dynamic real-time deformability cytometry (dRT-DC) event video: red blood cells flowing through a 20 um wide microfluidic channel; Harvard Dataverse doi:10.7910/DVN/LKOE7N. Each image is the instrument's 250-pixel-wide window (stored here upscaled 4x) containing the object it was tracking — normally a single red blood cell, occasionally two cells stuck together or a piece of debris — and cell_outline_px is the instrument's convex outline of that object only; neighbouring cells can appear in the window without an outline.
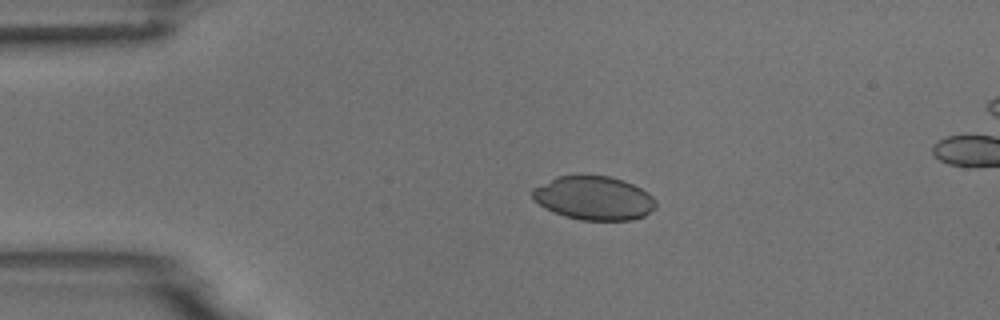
{"species": "common noctule bat (a hibernating species)", "species_latin": "Nyctalus noctula", "temperature_condition": "room temperature", "stored_images_in_passage": 3, "camera_frame_rate_fps": 3000, "um_per_image_px": 0.085, "animal": {"sex": "male", "body_mass_g": 18.8}, "frame": {"image": 1, "passage_image": 1, "time_ms": 0.0, "image_size_px": [1000, 320], "cell_outline_px": [[656, 208], [644, 216], [632, 220], [580, 220], [564, 216], [544, 208], [532, 196], [532, 188], [556, 176], [608, 176], [632, 184], [648, 192], [656, 200]], "centroid_in_image_um": [50.48, 16.85], "position_along_channel_um": 34.5, "area_um2": 31.33}}